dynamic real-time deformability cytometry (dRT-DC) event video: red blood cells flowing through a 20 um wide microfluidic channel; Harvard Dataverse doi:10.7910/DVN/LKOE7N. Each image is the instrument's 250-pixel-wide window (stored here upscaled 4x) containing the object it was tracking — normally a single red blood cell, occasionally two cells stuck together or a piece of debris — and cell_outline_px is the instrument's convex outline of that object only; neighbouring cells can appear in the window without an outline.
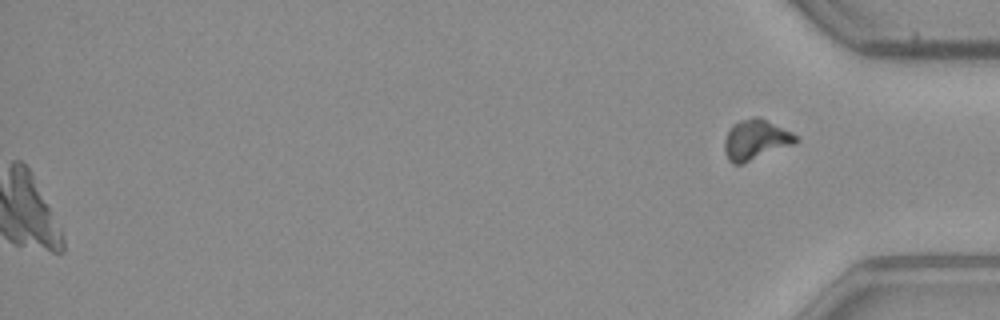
{"species": "common noctule bat (a hibernating species)", "species_latin": "Nyctalus noctula", "temperature_condition": "warm", "stored_images_in_passage": 48, "camera_frame_rate_fps": 3000, "um_per_image_px": 0.085, "animal": {"sex": "male", "body_mass_g": 23.1, "forearm_length_mm": 52.7}, "frame": {"image": 1, "passage_image": 48, "time_ms": 15.667, "image_size_px": [1000, 320], "cell_outline_px": [[796, 140], [792, 144], [740, 164], [732, 164], [728, 160], [724, 152], [724, 140], [732, 124], [740, 120], [752, 116], [760, 116], [792, 132], [796, 136]], "centroid_in_image_um": [64.17, 11.84], "position_along_channel_um": 371.0, "area_um2": 16.47}}